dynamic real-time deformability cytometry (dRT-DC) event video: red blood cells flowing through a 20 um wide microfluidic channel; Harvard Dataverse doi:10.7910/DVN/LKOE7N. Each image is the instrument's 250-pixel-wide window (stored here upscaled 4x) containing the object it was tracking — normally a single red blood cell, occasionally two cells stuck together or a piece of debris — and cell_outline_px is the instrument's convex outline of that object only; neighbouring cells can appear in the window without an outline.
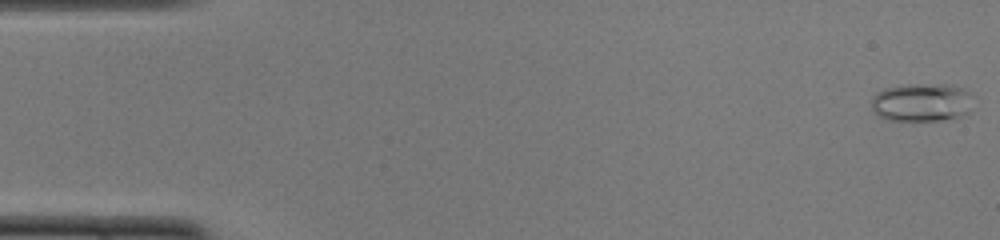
{"species": "common noctule bat (a hibernating species)", "species_latin": "Nyctalus noctula", "temperature_condition": "cold", "stored_images_in_passage": 50, "camera_frame_rate_fps": 3000, "um_per_image_px": 0.085, "animal": {"sex": "female", "body_mass_g": 22.0, "forearm_length_mm": 56.7}, "frame": {"image": 1, "passage_image": 1, "time_ms": 0.0, "image_size_px": [1000, 240], "cell_outline_px": [[968, 112], [960, 116], [940, 120], [888, 120], [872, 112], [872, 100], [876, 92], [884, 88], [908, 84], [952, 84], [964, 88], [968, 92]], "centroid_in_image_um": [78.27, 8.68], "position_along_channel_um": 6.7, "area_um2": 22.48}}
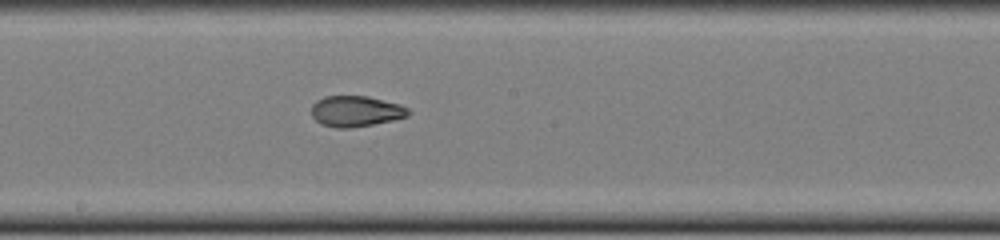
{"frame": {"image": 2, "passage_image": 27, "time_ms": 8.667, "image_size_px": [1000, 240], "cell_outline_px": [[412, 112], [408, 116], [392, 120], [352, 128], [336, 128], [320, 124], [312, 116], [312, 104], [316, 100], [324, 96], [368, 96], [400, 104], [408, 108]], "centroid_in_image_um": [30.24, 9.45], "position_along_channel_um": 218.0, "area_um2": 17.51}}
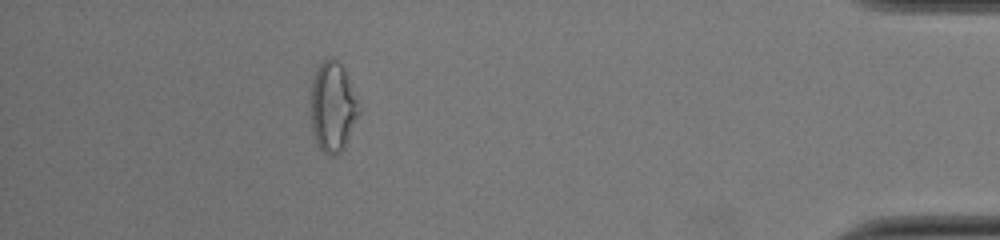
{"frame": {"image": 3, "passage_image": 45, "time_ms": 14.667, "image_size_px": [1000, 240], "cell_outline_px": [[360, 112], [344, 148], [336, 156], [328, 156], [320, 148], [316, 140], [312, 128], [312, 80], [316, 68], [328, 56], [332, 56], [344, 68], [360, 108]], "centroid_in_image_um": [28.29, 9.08], "position_along_channel_um": 406.9, "area_um2": 24.97}, "authors_computed_cell_mechanics": {"area_um2": 18.9584, "velocity_mm_per_s": 4.0128, "shape_relaxation_time_tau1_ms": null, "shape_relaxation_time_tau2_ms": 1.895, "deformation_change_tau1": null, "deformation_change_tau2": 0.0789}}